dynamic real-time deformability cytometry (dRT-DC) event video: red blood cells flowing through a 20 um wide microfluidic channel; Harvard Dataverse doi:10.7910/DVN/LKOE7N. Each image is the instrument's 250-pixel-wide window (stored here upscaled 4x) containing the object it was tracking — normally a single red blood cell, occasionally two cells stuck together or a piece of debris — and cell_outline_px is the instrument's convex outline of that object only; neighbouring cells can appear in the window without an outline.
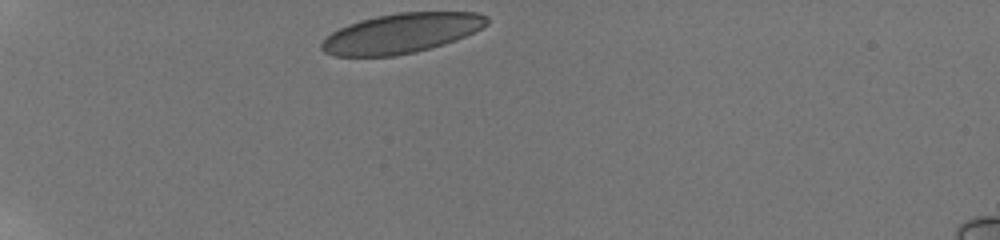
{"species": "human", "species_latin": "Homo sapiens", "temperature_condition": "room temperature", "stored_images_in_passage": 33, "camera_frame_rate_fps": 3000, "um_per_image_px": 0.085, "donor": {"sex": "male"}, "frame": {"image": 1, "passage_image": 1, "time_ms": 0.0, "image_size_px": [1000, 240], "cell_outline_px": [[488, 24], [456, 40], [432, 48], [416, 52], [396, 56], [336, 56], [324, 52], [320, 48], [320, 44], [332, 32], [348, 24], [360, 20], [376, 16], [400, 12], [476, 12], [488, 16]], "centroid_in_image_um": [34.11, 2.83], "position_along_channel_um": 50.9, "area_um2": 38.26}}
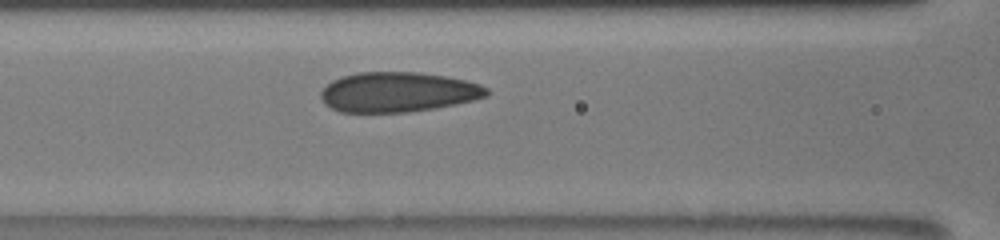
{"frame": {"image": 2, "passage_image": 11, "time_ms": 3.333, "image_size_px": [1000, 240], "cell_outline_px": [[488, 96], [476, 100], [436, 108], [408, 112], [340, 112], [324, 104], [320, 96], [320, 92], [332, 80], [340, 76], [356, 72], [416, 72], [444, 76], [464, 80], [480, 84], [488, 88]], "centroid_in_image_um": [33.82, 7.83], "position_along_channel_um": 132.8, "area_um2": 38.78}}
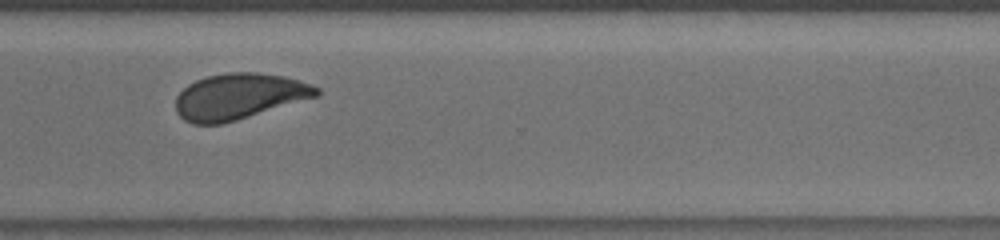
{"frame": {"image": 3, "passage_image": 32, "time_ms": 9.0, "image_size_px": [1000, 240], "cell_outline_px": [[320, 96], [236, 120], [220, 124], [192, 124], [184, 120], [176, 112], [176, 96], [188, 84], [196, 80], [208, 76], [228, 72], [260, 72], [284, 76], [300, 80], [312, 84], [320, 88]], "centroid_in_image_um": [20.35, 8.19], "position_along_channel_um": 350.3, "area_um2": 37.92}}